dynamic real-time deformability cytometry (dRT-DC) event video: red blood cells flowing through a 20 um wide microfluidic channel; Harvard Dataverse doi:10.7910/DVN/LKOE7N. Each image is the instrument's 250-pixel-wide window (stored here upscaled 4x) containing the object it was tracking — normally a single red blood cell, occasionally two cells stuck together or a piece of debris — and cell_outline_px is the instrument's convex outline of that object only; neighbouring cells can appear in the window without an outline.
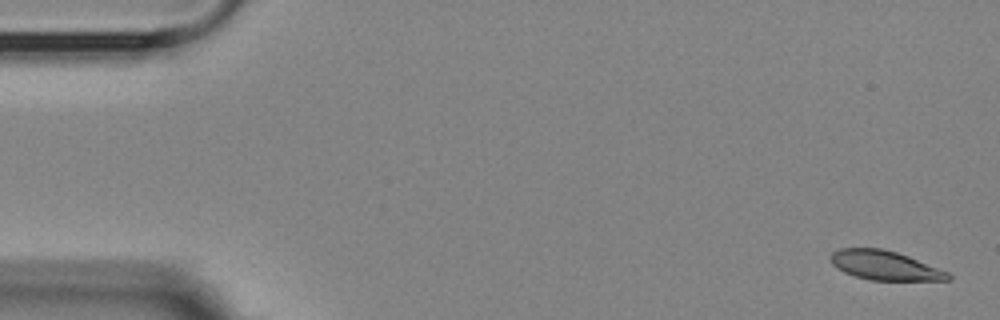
{"species": "Egyptian fruit bat (a non-hibernating species)", "species_latin": "Rousettus aegyptiacus", "temperature_condition": "room temperature", "stored_images_in_passage": 5, "segment_of_instrument_passage": [1, 2], "camera_frame_rate_fps": 3000, "um_per_image_px": 0.085, "animal": {"sex": "female"}, "frame": {"image": 1, "passage_image": 1, "time_ms": 0.0, "image_size_px": [1000, 320], "cell_outline_px": [[952, 280], [872, 280], [856, 276], [844, 272], [836, 268], [832, 264], [832, 252], [840, 248], [880, 248], [896, 252], [908, 256], [948, 272], [952, 276]], "centroid_in_image_um": [75.21, 22.56], "position_along_channel_um": 9.8, "area_um2": 19.77}}